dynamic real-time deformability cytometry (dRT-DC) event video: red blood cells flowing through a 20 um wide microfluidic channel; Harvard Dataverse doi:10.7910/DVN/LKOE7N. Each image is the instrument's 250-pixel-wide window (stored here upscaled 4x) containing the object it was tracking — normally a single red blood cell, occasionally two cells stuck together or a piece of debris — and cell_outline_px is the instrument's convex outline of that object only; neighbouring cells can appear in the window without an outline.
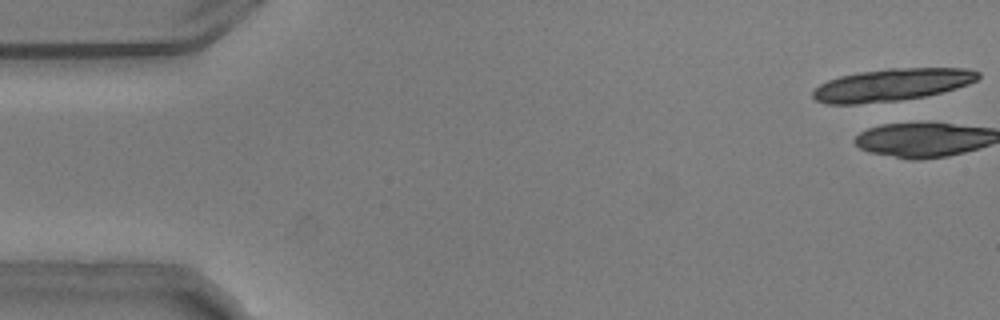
{"species": "common noctule bat (a hibernating species)", "species_latin": "Nyctalus noctula", "temperature_condition": "warm", "stored_images_in_passage": 2, "camera_frame_rate_fps": 3000, "um_per_image_px": 0.085, "animal": {"sex": "male", "body_mass_g": 20.5, "forearm_length_mm": 52.5}, "frame": {"image": 1, "passage_image": 1, "time_ms": 0.0, "image_size_px": [1000, 320], "cell_outline_px": [[980, 76], [976, 80], [968, 84], [956, 88], [924, 96], [900, 100], [856, 104], [824, 104], [816, 100], [812, 96], [812, 92], [820, 84], [828, 80], [840, 76], [860, 72], [888, 68], [964, 68], [980, 72]], "centroid_in_image_um": [75.78, 7.21], "position_along_channel_um": 9.2, "area_um2": 31.04}}